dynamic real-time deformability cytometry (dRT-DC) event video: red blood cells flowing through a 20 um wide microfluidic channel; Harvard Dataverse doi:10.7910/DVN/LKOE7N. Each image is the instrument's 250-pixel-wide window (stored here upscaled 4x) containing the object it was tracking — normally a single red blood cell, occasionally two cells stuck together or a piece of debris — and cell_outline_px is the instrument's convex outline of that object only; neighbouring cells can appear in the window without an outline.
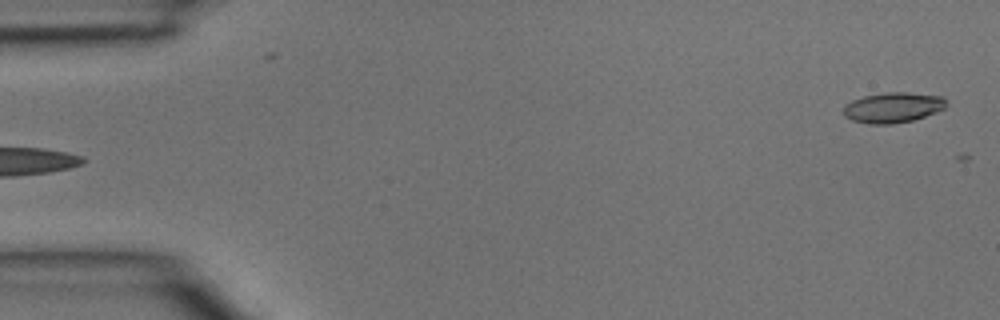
{"species": "common noctule bat (a hibernating species)", "species_latin": "Nyctalus noctula", "temperature_condition": "room temperature", "stored_images_in_passage": 4, "segment_of_instrument_passage": [2, 2], "camera_frame_rate_fps": 3000, "um_per_image_px": 0.085, "animal": {"sex": "male", "body_mass_g": 15.6}, "frame": {"image": 1, "passage_image": 4, "time_ms": 1.0, "image_size_px": [1000, 320], "cell_outline_px": [[944, 108], [936, 112], [912, 120], [892, 124], [872, 124], [852, 120], [844, 116], [844, 108], [852, 100], [864, 96], [888, 92], [904, 92], [944, 96]], "centroid_in_image_um": [75.89, 9.14], "position_along_channel_um": 9.1, "area_um2": 17.86}}